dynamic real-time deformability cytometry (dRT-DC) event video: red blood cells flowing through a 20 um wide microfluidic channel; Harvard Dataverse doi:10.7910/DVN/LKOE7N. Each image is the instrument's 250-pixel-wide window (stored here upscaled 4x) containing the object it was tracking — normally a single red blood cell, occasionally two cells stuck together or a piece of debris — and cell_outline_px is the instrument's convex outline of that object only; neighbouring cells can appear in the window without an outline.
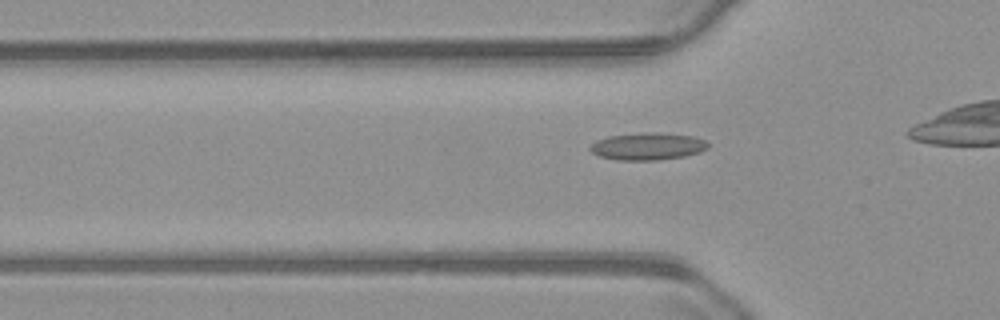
{"species": "common noctule bat (a hibernating species)", "species_latin": "Nyctalus noctula", "temperature_condition": "warm", "stored_images_in_passage": 36, "camera_frame_rate_fps": 3000, "um_per_image_px": 0.085, "animal": {"sex": "male", "body_mass_g": 23.1, "forearm_length_mm": 52.7}, "frame": {"image": 1, "passage_image": 10, "time_ms": 3.0, "image_size_px": [1000, 320], "cell_outline_px": [[708, 148], [700, 152], [684, 156], [656, 160], [616, 160], [600, 156], [592, 152], [588, 148], [596, 140], [608, 136], [648, 132], [656, 132], [692, 136], [704, 140], [708, 144]], "centroid_in_image_um": [55.03, 12.44], "position_along_channel_um": 70.8, "area_um2": 18.61}}
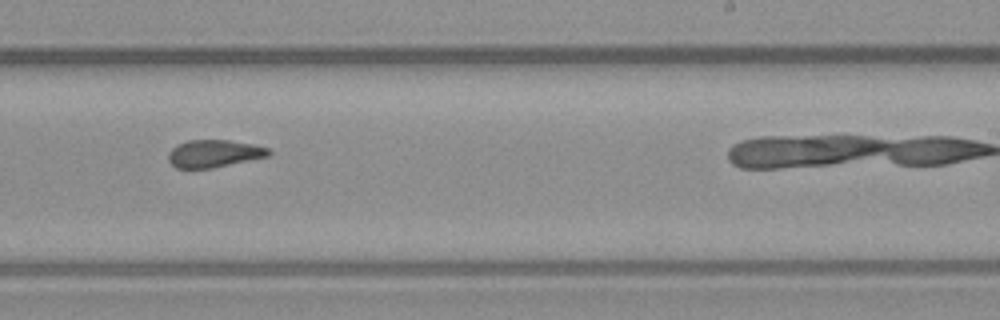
{"frame": {"image": 2, "passage_image": 26, "time_ms": 8.333, "image_size_px": [1000, 320], "cell_outline_px": [[272, 152], [268, 156], [212, 168], [176, 168], [168, 160], [168, 152], [176, 144], [188, 140], [228, 140], [256, 144], [268, 148]], "centroid_in_image_um": [18.18, 13.04], "position_along_channel_um": 270.8, "area_um2": 16.13}}
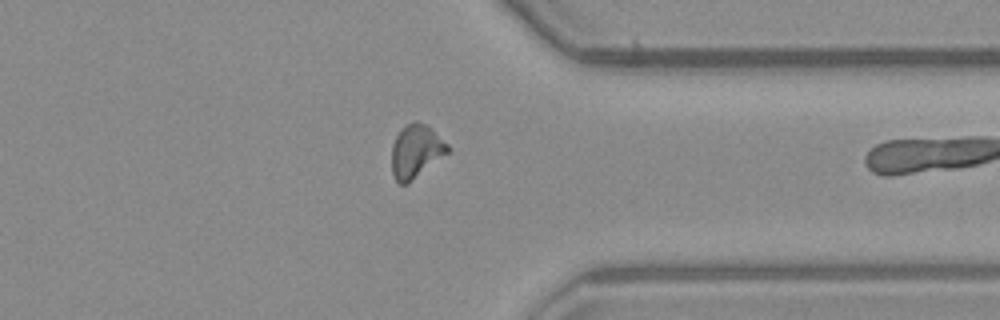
{"frame": {"image": 3, "passage_image": 35, "time_ms": 11.333, "image_size_px": [1000, 320], "cell_outline_px": [[452, 148], [448, 152], [408, 184], [400, 184], [396, 180], [392, 172], [392, 144], [400, 128], [412, 120], [416, 120], [428, 124]], "centroid_in_image_um": [35.36, 12.81], "position_along_channel_um": 376.0, "area_um2": 17.63}}